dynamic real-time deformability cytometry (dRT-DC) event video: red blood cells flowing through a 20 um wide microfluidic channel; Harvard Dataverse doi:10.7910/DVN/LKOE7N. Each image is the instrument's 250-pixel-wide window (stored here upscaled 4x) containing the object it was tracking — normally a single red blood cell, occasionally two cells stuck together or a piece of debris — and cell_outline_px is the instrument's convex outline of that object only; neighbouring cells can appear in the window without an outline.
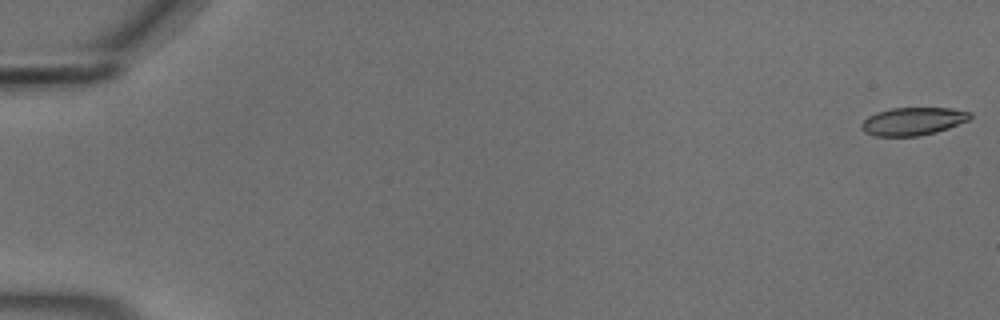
{"species": "common noctule bat (a hibernating species)", "species_latin": "Nyctalus noctula", "temperature_condition": "cold", "stored_images_in_passage": 8, "camera_frame_rate_fps": 3000, "um_per_image_px": 0.085, "animal": {"sex": "male", "body_mass_g": 18.8}, "frame": {"image": 1, "passage_image": 1, "time_ms": 0.0, "image_size_px": [1000, 320], "cell_outline_px": [[972, 116], [968, 120], [948, 128], [936, 132], [916, 136], [876, 136], [864, 132], [860, 128], [860, 124], [868, 116], [876, 112], [892, 108], [952, 108], [972, 112]], "centroid_in_image_um": [77.58, 10.3], "position_along_channel_um": 7.4, "area_um2": 17.69}}